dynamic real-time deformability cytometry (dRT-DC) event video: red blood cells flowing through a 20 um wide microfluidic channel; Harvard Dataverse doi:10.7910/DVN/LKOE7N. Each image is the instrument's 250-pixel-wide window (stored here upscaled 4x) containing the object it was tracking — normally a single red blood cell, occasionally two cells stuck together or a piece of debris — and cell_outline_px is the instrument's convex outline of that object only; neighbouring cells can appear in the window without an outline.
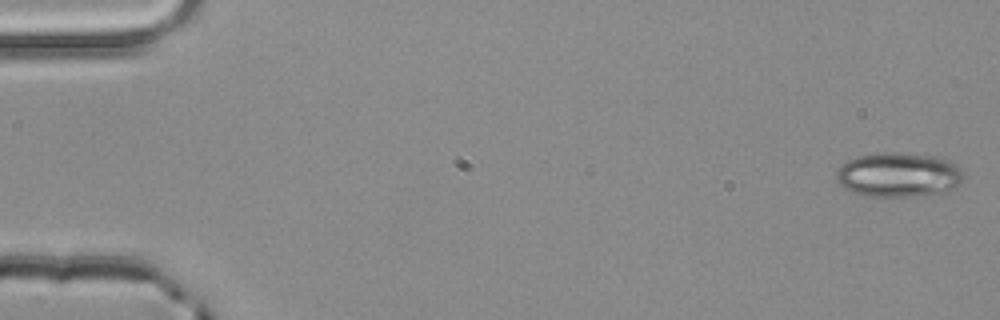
{"species": "common noctule bat (a hibernating species)", "species_latin": "Nyctalus noctula", "temperature_condition": "room temperature", "stored_images_in_passage": 5, "camera_frame_rate_fps": 3000, "um_per_image_px": 0.085, "animal": {"sex": "male", "body_mass_g": 20.4}, "frame": {"image": 1, "passage_image": 1, "time_ms": 0.0, "image_size_px": [1000, 320], "cell_outline_px": [[964, 180], [960, 184], [944, 192], [912, 196], [868, 196], [852, 192], [844, 188], [836, 180], [836, 172], [840, 164], [856, 156], [884, 152], [900, 152], [936, 156], [948, 160], [956, 164], [960, 168], [964, 176]], "centroid_in_image_um": [76.37, 14.84], "position_along_channel_um": 8.6, "area_um2": 33.23}}